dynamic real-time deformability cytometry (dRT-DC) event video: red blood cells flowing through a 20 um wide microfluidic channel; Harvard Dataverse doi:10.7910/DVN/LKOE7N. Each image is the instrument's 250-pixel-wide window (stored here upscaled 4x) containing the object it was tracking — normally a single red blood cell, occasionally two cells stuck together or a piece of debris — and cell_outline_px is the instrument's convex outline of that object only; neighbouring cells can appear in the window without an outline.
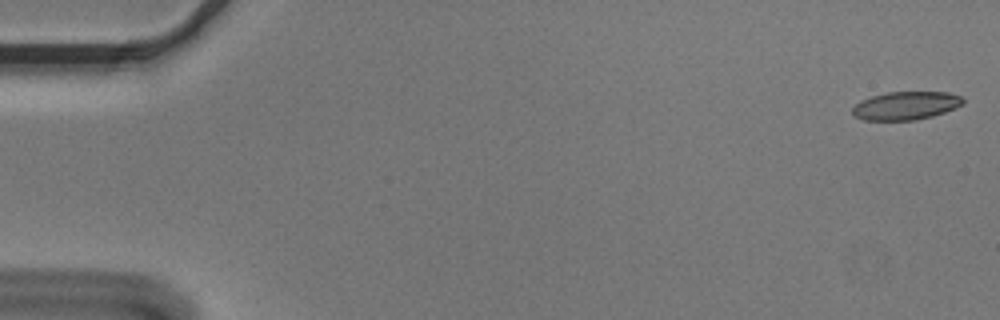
{"species": "Egyptian fruit bat (a non-hibernating species)", "species_latin": "Rousettus aegyptiacus", "temperature_condition": "cold", "stored_images_in_passage": 5, "camera_frame_rate_fps": 3000, "um_per_image_px": 0.085, "animal": {"sex": "male"}, "frame": {"image": 1, "passage_image": 1, "time_ms": 0.0, "image_size_px": [1000, 320], "cell_outline_px": [[964, 104], [944, 112], [932, 116], [916, 120], [864, 120], [856, 116], [852, 112], [852, 108], [860, 100], [872, 96], [888, 92], [948, 92], [960, 96], [964, 100]], "centroid_in_image_um": [77.0, 8.98], "position_along_channel_um": 8.0, "area_um2": 18.09}}